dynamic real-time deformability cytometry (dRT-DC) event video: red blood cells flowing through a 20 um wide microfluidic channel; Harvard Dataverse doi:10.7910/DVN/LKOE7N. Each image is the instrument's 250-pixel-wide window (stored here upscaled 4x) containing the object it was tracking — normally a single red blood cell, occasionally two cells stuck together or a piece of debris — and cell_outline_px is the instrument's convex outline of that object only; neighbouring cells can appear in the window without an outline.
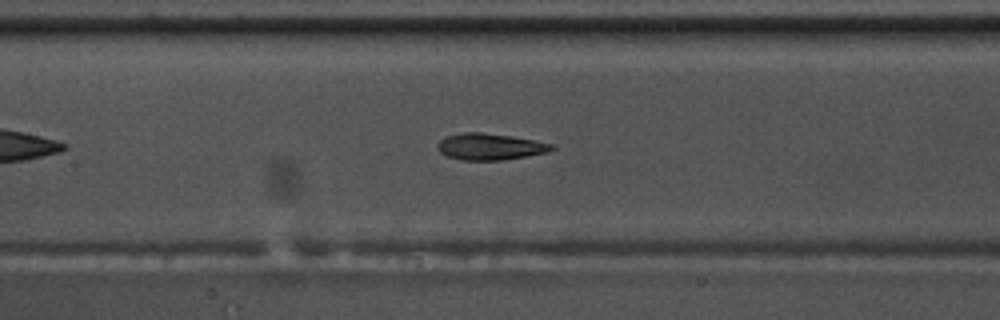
{"species": "common noctule bat (a hibernating species)", "species_latin": "Nyctalus noctula", "temperature_condition": "warm", "stored_images_in_passage": 24, "camera_frame_rate_fps": 3000, "um_per_image_px": 0.085, "animal": {"sex": "male", "body_mass_g": 17.5, "forearm_length_mm": 52.3}, "frame": {"image": 1, "passage_image": 14, "time_ms": 4.333, "image_size_px": [1000, 320], "cell_outline_px": [[556, 148], [548, 152], [500, 160], [460, 160], [448, 156], [440, 152], [436, 148], [436, 144], [440, 140], [448, 136], [460, 132], [480, 132], [512, 136], [536, 140], [556, 144]], "centroid_in_image_um": [41.66, 12.45], "position_along_channel_um": 165.7, "area_um2": 17.74}}